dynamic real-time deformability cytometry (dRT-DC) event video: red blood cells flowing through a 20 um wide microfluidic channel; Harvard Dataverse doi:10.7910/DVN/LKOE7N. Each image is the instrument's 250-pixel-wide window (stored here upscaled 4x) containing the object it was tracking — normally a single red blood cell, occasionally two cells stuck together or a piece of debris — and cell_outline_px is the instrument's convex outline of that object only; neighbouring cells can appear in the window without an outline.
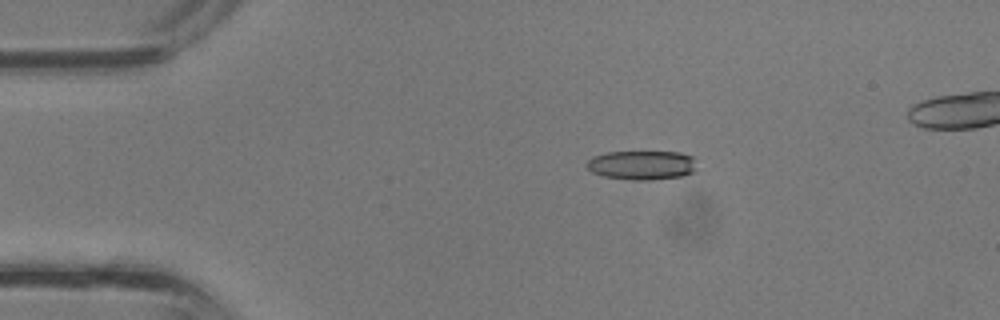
{"species": "common noctule bat (a hibernating species)", "species_latin": "Nyctalus noctula", "temperature_condition": "room temperature", "stored_images_in_passage": 13, "camera_frame_rate_fps": 3000, "um_per_image_px": 0.085, "animal": {"sex": "male", "body_mass_g": 13.3}, "frame": {"image": 1, "passage_image": 6, "time_ms": 1.667, "image_size_px": [1000, 320], "cell_outline_px": [[696, 168], [692, 172], [680, 176], [648, 180], [632, 180], [604, 176], [592, 172], [584, 164], [592, 156], [608, 152], [680, 152], [696, 156]], "centroid_in_image_um": [54.57, 14.02], "position_along_channel_um": 30.4, "area_um2": 18.84}}
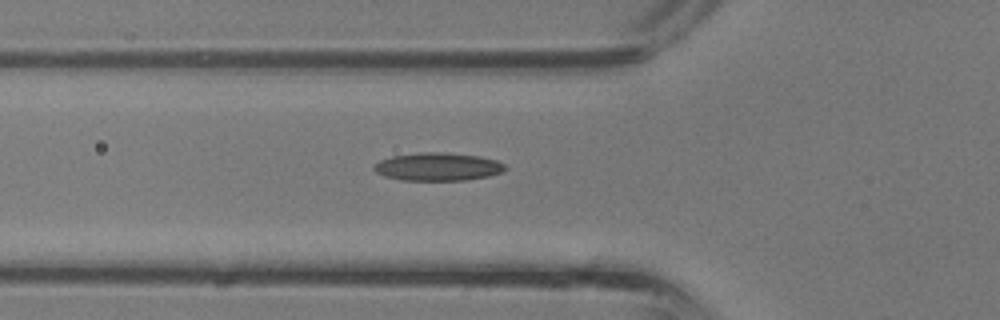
{"frame": {"image": 2, "passage_image": 12, "time_ms": 3.667, "image_size_px": [1000, 320], "cell_outline_px": [[508, 168], [504, 172], [488, 176], [464, 180], [400, 180], [384, 176], [376, 172], [372, 168], [380, 160], [392, 156], [420, 152], [444, 152], [480, 156], [496, 160], [504, 164]], "centroid_in_image_um": [37.23, 14.17], "position_along_channel_um": 88.6, "area_um2": 21.5}}